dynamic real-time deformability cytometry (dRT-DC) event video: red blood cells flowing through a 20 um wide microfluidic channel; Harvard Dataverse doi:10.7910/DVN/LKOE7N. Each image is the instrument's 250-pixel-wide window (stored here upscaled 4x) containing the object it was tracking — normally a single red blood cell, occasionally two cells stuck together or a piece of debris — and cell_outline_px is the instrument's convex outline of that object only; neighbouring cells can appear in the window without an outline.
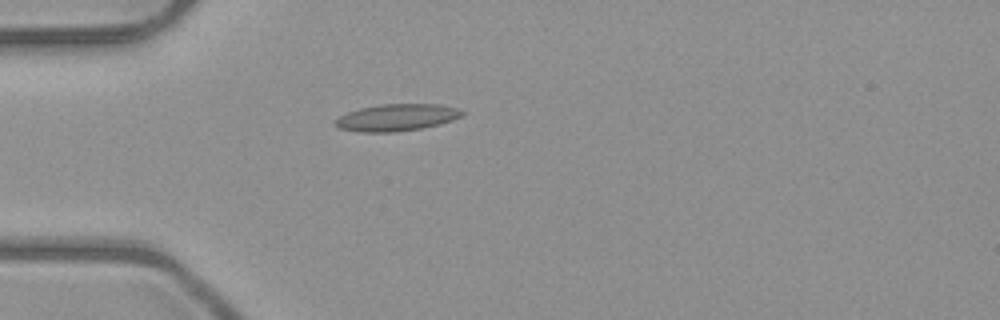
{"species": "common noctule bat (a hibernating species)", "species_latin": "Nyctalus noctula", "temperature_condition": "room temperature", "stored_images_in_passage": 1, "camera_frame_rate_fps": 3000, "um_per_image_px": 0.085, "animal": {"sex": "male", "body_mass_g": 23.1, "forearm_length_mm": 52.7}, "frame": {"image": 1, "passage_image": 1, "time_ms": 0.0, "image_size_px": [1000, 320], "cell_outline_px": [[464, 116], [440, 124], [420, 128], [396, 132], [360, 132], [340, 128], [336, 124], [336, 120], [340, 116], [348, 112], [360, 108], [380, 104], [440, 104], [456, 108], [464, 112]], "centroid_in_image_um": [33.75, 9.98], "position_along_channel_um": 51.2, "area_um2": 19.77}}